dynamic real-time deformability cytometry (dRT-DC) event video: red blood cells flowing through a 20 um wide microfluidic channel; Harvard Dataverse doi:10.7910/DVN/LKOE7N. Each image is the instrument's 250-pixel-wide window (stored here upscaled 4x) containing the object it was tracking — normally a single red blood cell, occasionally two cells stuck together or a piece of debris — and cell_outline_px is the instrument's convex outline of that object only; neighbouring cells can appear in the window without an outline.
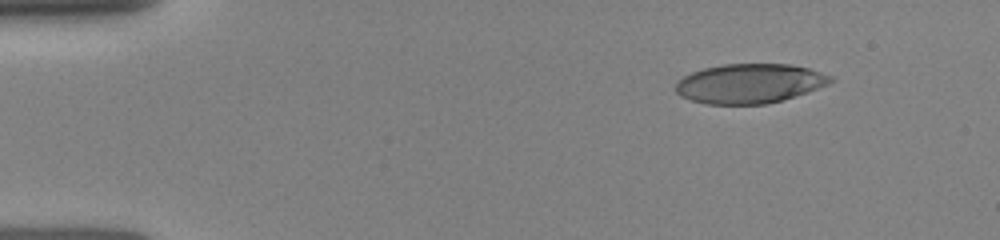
{"species": "human", "species_latin": "Homo sapiens", "temperature_condition": "room temperature", "stored_images_in_passage": 13, "camera_frame_rate_fps": 3000, "um_per_image_px": 0.085, "donor": {"sex": "female"}, "frame": {"image": 1, "passage_image": 1, "time_ms": 0.0, "image_size_px": [1000, 240], "cell_outline_px": [[836, 80], [828, 84], [768, 104], [708, 104], [692, 100], [680, 96], [676, 92], [676, 80], [692, 72], [704, 68], [724, 64], [792, 64], [808, 68], [832, 76]], "centroid_in_image_um": [63.69, 7.09], "position_along_channel_um": 21.3, "area_um2": 35.37}}
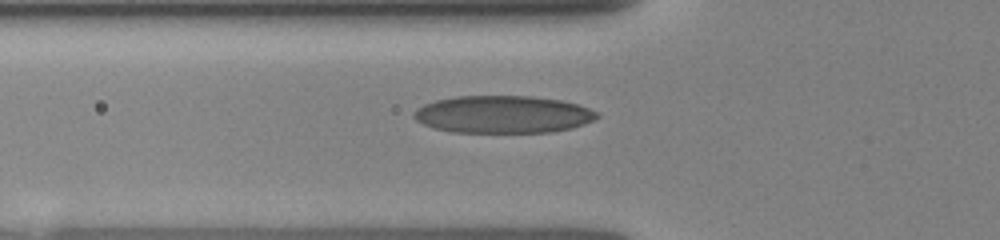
{"frame": {"image": 2, "passage_image": 10, "time_ms": 3.667, "image_size_px": [1000, 240], "cell_outline_px": [[600, 116], [596, 120], [572, 128], [552, 132], [452, 132], [432, 128], [416, 120], [412, 116], [412, 112], [416, 108], [424, 104], [436, 100], [456, 96], [532, 96], [560, 100], [576, 104], [600, 112]], "centroid_in_image_um": [42.75, 9.72], "position_along_channel_um": 83.0, "area_um2": 40.23}}
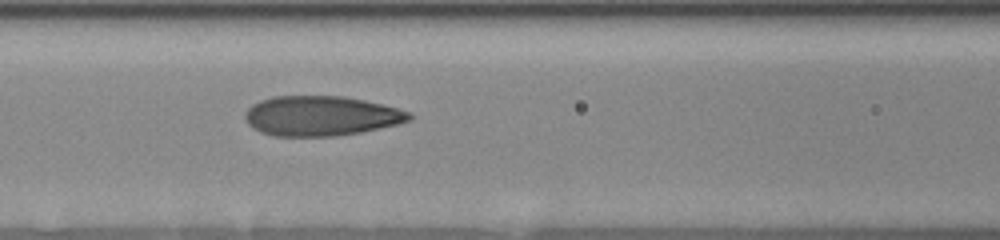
{"frame": {"image": 3, "passage_image": 13, "time_ms": 5.0, "image_size_px": [1000, 240], "cell_outline_px": [[412, 120], [396, 124], [360, 132], [336, 136], [272, 136], [260, 132], [252, 128], [248, 124], [244, 116], [244, 112], [252, 104], [260, 100], [272, 96], [344, 96], [364, 100], [412, 112]], "centroid_in_image_um": [27.24, 9.85], "position_along_channel_um": 139.4, "area_um2": 38.26}}